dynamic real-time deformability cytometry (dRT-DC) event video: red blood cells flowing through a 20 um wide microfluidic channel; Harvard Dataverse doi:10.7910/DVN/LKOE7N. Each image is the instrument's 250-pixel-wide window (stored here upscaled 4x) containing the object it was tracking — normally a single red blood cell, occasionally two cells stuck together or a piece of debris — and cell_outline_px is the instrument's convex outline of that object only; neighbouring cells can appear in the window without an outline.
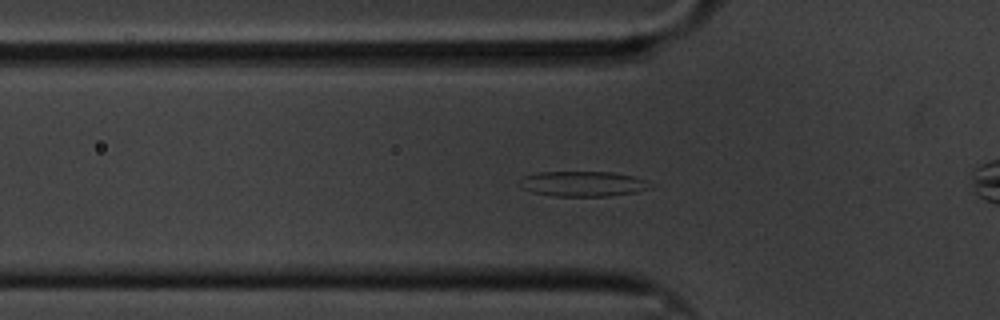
{"species": "common noctule bat (a hibernating species)", "species_latin": "Nyctalus noctula", "temperature_condition": "cold", "stored_images_in_passage": 61, "camera_frame_rate_fps": 3000, "um_per_image_px": 0.085, "animal": {"sex": "male", "body_mass_g": 20.1, "forearm_length_mm": 53.5}, "frame": {"image": 1, "passage_image": 19, "time_ms": 6.0, "image_size_px": [1000, 320], "cell_outline_px": [[652, 188], [636, 192], [608, 196], [556, 196], [532, 192], [520, 188], [520, 180], [524, 176], [536, 172], [612, 172], [636, 176], [644, 180]], "centroid_in_image_um": [49.52, 15.62], "position_along_channel_um": 76.3, "area_um2": 19.19}}
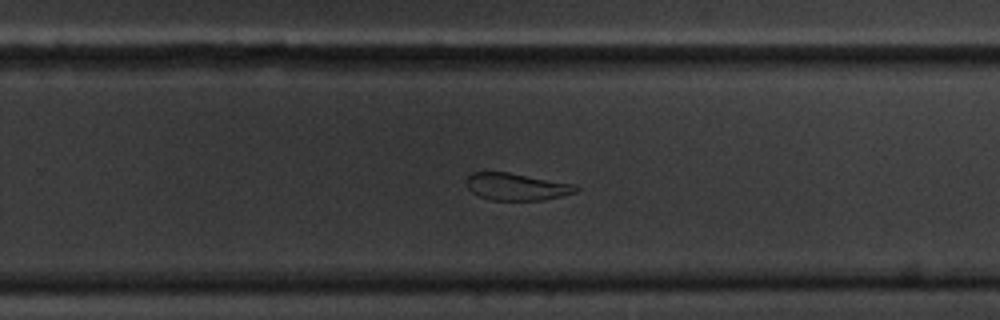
{"frame": {"image": 2, "passage_image": 38, "time_ms": 12.333, "image_size_px": [1000, 320], "cell_outline_px": [[580, 188], [576, 192], [544, 200], [488, 200], [472, 192], [468, 188], [468, 176], [472, 172], [508, 172], [572, 184]], "centroid_in_image_um": [43.89, 15.88], "position_along_channel_um": 285.9, "area_um2": 17.05}}
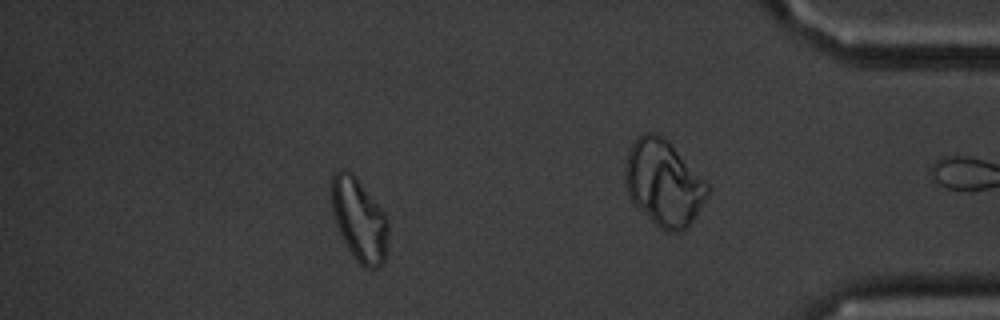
{"frame": {"image": 3, "passage_image": 53, "time_ms": 17.333, "image_size_px": [1000, 320], "cell_outline_px": [[388, 240], [384, 260], [376, 268], [364, 268], [356, 260], [348, 248], [336, 224], [332, 212], [332, 176], [340, 168], [344, 168], [352, 172], [356, 176], [388, 216]], "centroid_in_image_um": [30.55, 18.64], "position_along_channel_um": 404.6, "area_um2": 27.46}, "authors_computed_cell_mechanics": {"area_um2": 19.941, "velocity_mm_per_s": 3.3053, "shape_relaxation_time_tau1_ms": null, "shape_relaxation_time_tau2_ms": 4.6715, "deformation_change_tau1": null, "deformation_change_tau2": 0.1266}}